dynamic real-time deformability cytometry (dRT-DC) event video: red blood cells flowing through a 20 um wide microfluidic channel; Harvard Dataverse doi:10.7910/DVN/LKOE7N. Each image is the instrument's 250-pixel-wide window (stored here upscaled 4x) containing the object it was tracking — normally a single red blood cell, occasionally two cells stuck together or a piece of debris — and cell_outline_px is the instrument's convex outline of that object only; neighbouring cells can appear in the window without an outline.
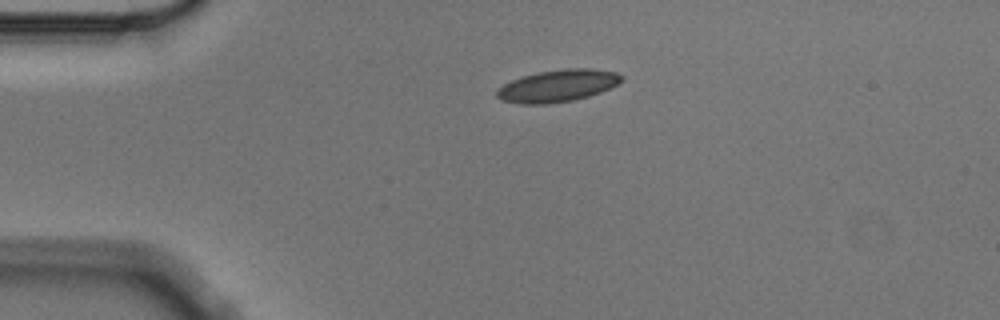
{"species": "Egyptian fruit bat (a non-hibernating species)", "species_latin": "Rousettus aegyptiacus", "temperature_condition": "cold", "stored_images_in_passage": 2, "camera_frame_rate_fps": 3000, "um_per_image_px": 0.085, "animal": {"sex": "male"}, "frame": {"image": 1, "passage_image": 1, "time_ms": 0.0, "image_size_px": [1000, 320], "cell_outline_px": [[624, 80], [600, 92], [588, 96], [572, 100], [548, 104], [520, 104], [504, 100], [496, 96], [496, 92], [504, 84], [512, 80], [524, 76], [540, 72], [564, 68], [592, 68], [616, 72], [624, 76]], "centroid_in_image_um": [47.44, 7.28], "position_along_channel_um": 37.6, "area_um2": 23.12}}